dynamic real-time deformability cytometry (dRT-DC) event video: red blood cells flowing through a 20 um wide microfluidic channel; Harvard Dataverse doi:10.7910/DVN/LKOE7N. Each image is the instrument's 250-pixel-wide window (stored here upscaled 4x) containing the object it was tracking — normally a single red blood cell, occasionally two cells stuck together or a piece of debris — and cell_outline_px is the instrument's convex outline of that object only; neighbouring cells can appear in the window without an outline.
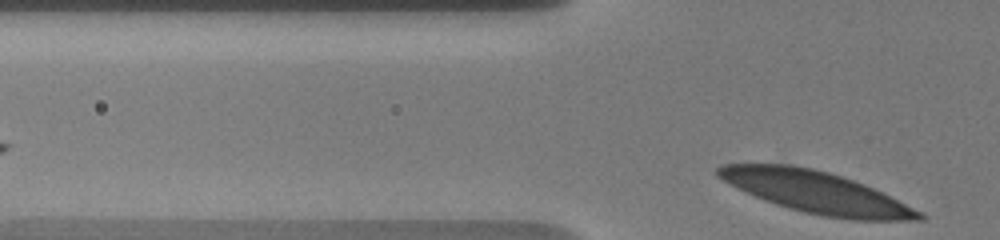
{"species": "human", "species_latin": "Homo sapiens", "temperature_condition": "warm", "stored_images_in_passage": 3, "segment_of_instrument_passage": [2, 2], "camera_frame_rate_fps": 3000, "um_per_image_px": 0.085, "donor": {"sex": "male"}, "frame": {"image": 1, "passage_image": 3, "time_ms": 2.333, "image_size_px": [1000, 240], "cell_outline_px": [[924, 220], [852, 220], [824, 216], [804, 212], [788, 208], [776, 204], [756, 196], [728, 184], [716, 176], [716, 168], [720, 164], [792, 164], [812, 168], [828, 172], [864, 184], [920, 212], [924, 216]], "centroid_in_image_um": [69.29, 16.32], "position_along_channel_um": 56.5, "area_um2": 48.21}}